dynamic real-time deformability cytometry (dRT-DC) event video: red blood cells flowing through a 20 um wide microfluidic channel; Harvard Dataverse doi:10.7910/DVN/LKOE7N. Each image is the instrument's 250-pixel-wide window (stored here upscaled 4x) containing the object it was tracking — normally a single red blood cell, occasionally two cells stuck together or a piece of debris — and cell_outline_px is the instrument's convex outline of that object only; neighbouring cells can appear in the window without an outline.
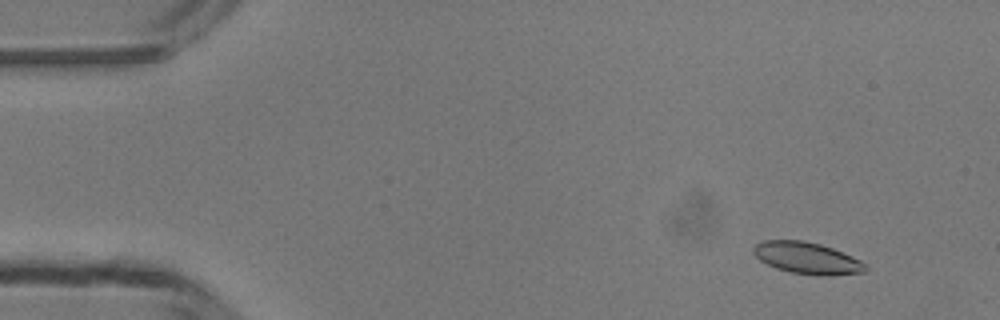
{"species": "common noctule bat (a hibernating species)", "species_latin": "Nyctalus noctula", "temperature_condition": "room temperature", "stored_images_in_passage": 50, "camera_frame_rate_fps": 3000, "um_per_image_px": 0.085, "animal": {"sex": "male", "body_mass_g": 13.3}, "frame": {"image": 1, "passage_image": 5, "time_ms": 1.333, "image_size_px": [1000, 320], "cell_outline_px": [[868, 268], [864, 272], [828, 276], [820, 276], [792, 272], [776, 268], [760, 260], [752, 252], [752, 248], [756, 244], [764, 240], [804, 240], [820, 244], [832, 248], [852, 256], [868, 264]], "centroid_in_image_um": [68.62, 21.93], "position_along_channel_um": 16.4, "area_um2": 20.75}}
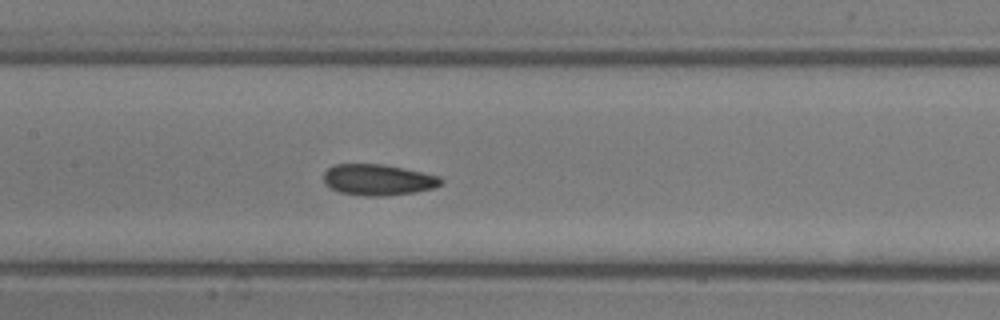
{"frame": {"image": 2, "passage_image": 24, "time_ms": 7.667, "image_size_px": [1000, 320], "cell_outline_px": [[444, 184], [432, 188], [412, 192], [380, 196], [364, 196], [340, 192], [324, 184], [324, 172], [332, 164], [384, 164], [440, 176], [444, 180]], "centroid_in_image_um": [32.13, 15.27], "position_along_channel_um": 175.3, "area_um2": 21.21}}
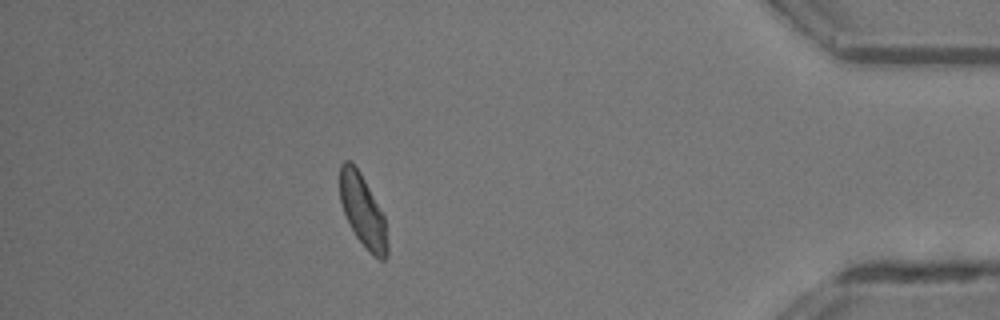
{"frame": {"image": 3, "passage_image": 44, "time_ms": 14.333, "image_size_px": [1000, 320], "cell_outline_px": [[388, 256], [384, 260], [380, 260], [356, 236], [344, 212], [340, 200], [340, 164], [344, 160], [348, 160], [360, 172], [384, 216], [388, 244]], "centroid_in_image_um": [30.84, 17.91], "position_along_channel_um": 404.4, "area_um2": 19.36}, "authors_computed_cell_mechanics": {"area_um2": 20.8369, "velocity_mm_per_s": 4.1816, "shape_relaxation_time_tau1_ms": 4.0006, "shape_relaxation_time_tau2_ms": 2.0178, "deformation_change_tau1": 0.1093, "deformation_change_tau2": 0.079}}